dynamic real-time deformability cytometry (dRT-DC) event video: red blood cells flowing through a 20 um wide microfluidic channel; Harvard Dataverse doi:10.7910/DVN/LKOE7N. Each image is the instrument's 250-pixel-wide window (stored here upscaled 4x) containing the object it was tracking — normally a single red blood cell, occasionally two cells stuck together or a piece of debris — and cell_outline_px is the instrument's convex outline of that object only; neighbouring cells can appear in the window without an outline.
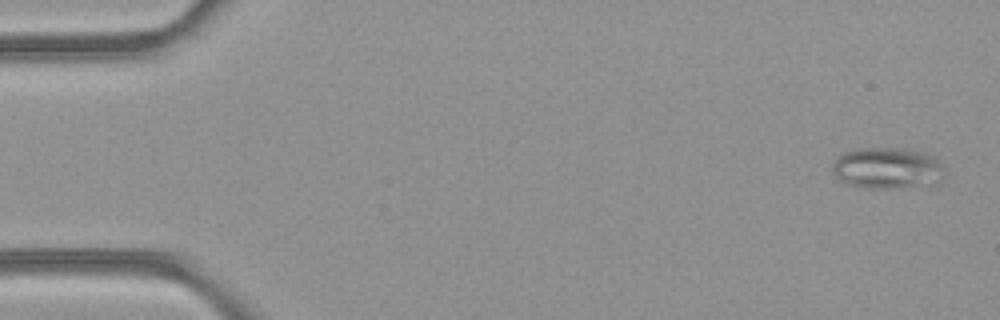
{"species": "common noctule bat (a hibernating species)", "species_latin": "Nyctalus noctula", "temperature_condition": "room temperature", "stored_images_in_passage": 5, "camera_frame_rate_fps": 3000, "um_per_image_px": 0.085, "animal": {"sex": "female", "body_mass_g": 21.9}, "frame": {"image": 1, "passage_image": 1, "time_ms": 0.0, "image_size_px": [1000, 320], "cell_outline_px": [[944, 176], [940, 180], [896, 188], [868, 188], [844, 184], [836, 176], [832, 168], [832, 164], [836, 156], [852, 148], [904, 148], [924, 152], [936, 156], [944, 164]], "centroid_in_image_um": [75.39, 14.25], "position_along_channel_um": 9.6, "area_um2": 27.22}}